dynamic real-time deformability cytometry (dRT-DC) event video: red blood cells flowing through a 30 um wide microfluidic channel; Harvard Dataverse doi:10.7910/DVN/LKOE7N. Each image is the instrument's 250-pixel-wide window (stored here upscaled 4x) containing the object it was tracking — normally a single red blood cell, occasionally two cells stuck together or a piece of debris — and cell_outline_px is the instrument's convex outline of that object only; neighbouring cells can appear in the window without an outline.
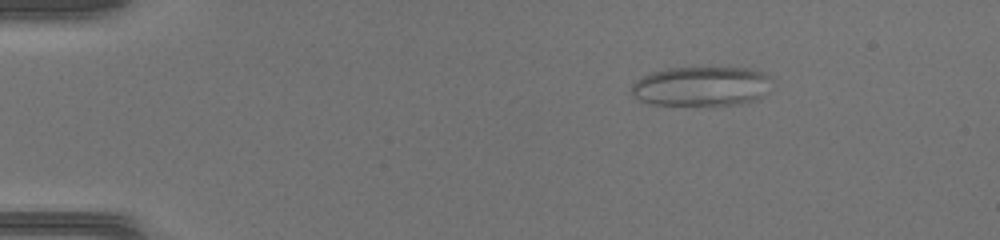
{"species": "common noctule bat (a hibernating species)", "species_latin": "Nyctalus noctula", "temperature_condition": "warm", "stored_images_in_passage": 46, "camera_frame_rate_fps": 3000, "um_per_image_px": 0.085, "animal": {"sex": "female", "body_mass_g": 17.0, "forearm_length_mm": 48.0}, "frame": {"image": 1, "passage_image": 8, "time_ms": 2.333, "image_size_px": [1000, 240], "cell_outline_px": [[772, 80], [760, 100], [736, 104], [648, 104], [632, 96], [632, 84], [636, 80], [652, 72], [668, 68], [752, 68], [764, 72], [772, 76]], "centroid_in_image_um": [59.65, 7.32], "position_along_channel_um": 25.3, "area_um2": 32.31}}
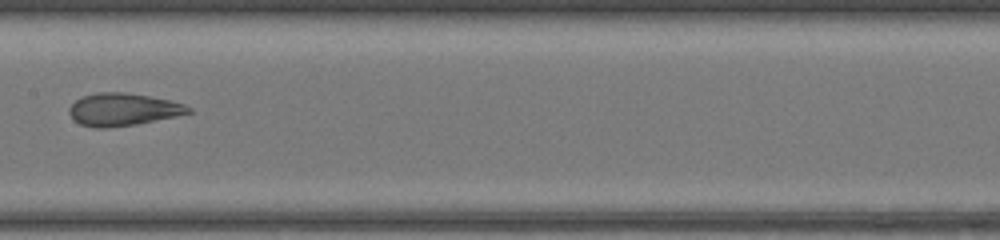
{"frame": {"image": 2, "passage_image": 25, "time_ms": 8.0, "image_size_px": [1000, 240], "cell_outline_px": [[192, 112], [176, 116], [136, 124], [104, 128], [96, 128], [80, 124], [68, 112], [68, 108], [80, 96], [96, 92], [124, 92], [148, 96], [168, 100], [184, 104], [192, 108]], "centroid_in_image_um": [10.43, 9.3], "position_along_channel_um": 197.0, "area_um2": 22.48}}
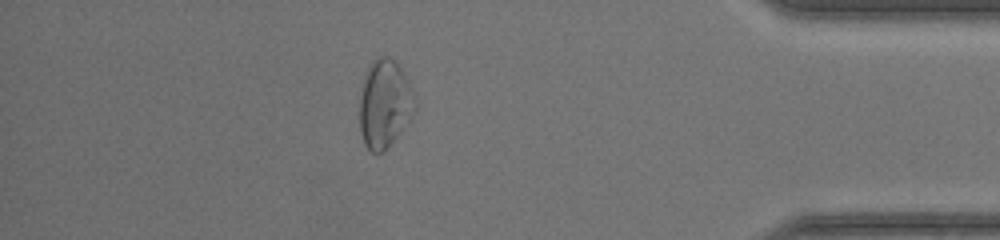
{"frame": {"image": 3, "passage_image": 41, "time_ms": 13.333, "image_size_px": [1000, 240], "cell_outline_px": [[416, 108], [384, 152], [372, 152], [364, 144], [360, 132], [360, 100], [364, 80], [372, 64], [380, 56], [388, 56], [400, 68], [412, 88], [416, 96]], "centroid_in_image_um": [32.7, 8.85], "position_along_channel_um": 402.5, "area_um2": 27.51}}